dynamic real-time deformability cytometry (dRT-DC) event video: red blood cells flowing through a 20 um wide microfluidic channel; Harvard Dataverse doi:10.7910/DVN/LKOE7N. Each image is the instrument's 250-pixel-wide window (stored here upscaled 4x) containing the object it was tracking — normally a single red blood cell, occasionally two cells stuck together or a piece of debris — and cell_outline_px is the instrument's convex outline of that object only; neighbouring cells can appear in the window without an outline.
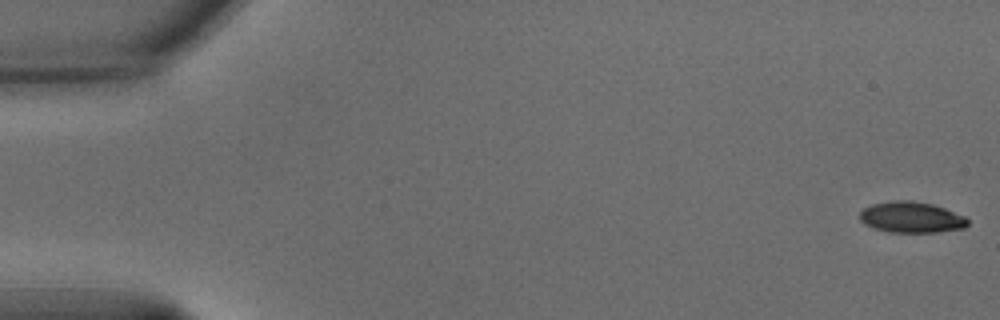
{"species": "common noctule bat (a hibernating species)", "species_latin": "Nyctalus noctula", "temperature_condition": "warm", "stored_images_in_passage": 56, "camera_frame_rate_fps": 3000, "um_per_image_px": 0.085, "animal": {"sex": "male", "body_mass_g": 15.6}, "frame": {"image": 1, "passage_image": 1, "time_ms": 0.0, "image_size_px": [1000, 320], "cell_outline_px": [[968, 224], [964, 228], [936, 232], [888, 232], [872, 228], [864, 224], [860, 220], [860, 212], [864, 208], [872, 204], [892, 200], [912, 200], [932, 204], [944, 208], [964, 216], [968, 220]], "centroid_in_image_um": [77.43, 18.47], "position_along_channel_um": 7.6, "area_um2": 19.54}}
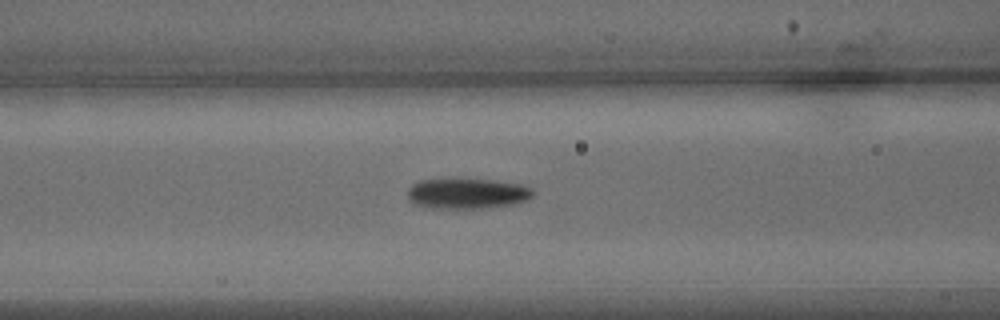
{"frame": {"image": 2, "passage_image": 23, "time_ms": 7.333, "image_size_px": [1000, 320], "cell_outline_px": [[536, 192], [528, 200], [512, 204], [476, 208], [436, 208], [416, 204], [408, 196], [408, 188], [412, 184], [420, 180], [496, 180], [520, 184], [532, 188]], "centroid_in_image_um": [39.77, 16.44], "position_along_channel_um": 126.8, "area_um2": 21.79}}
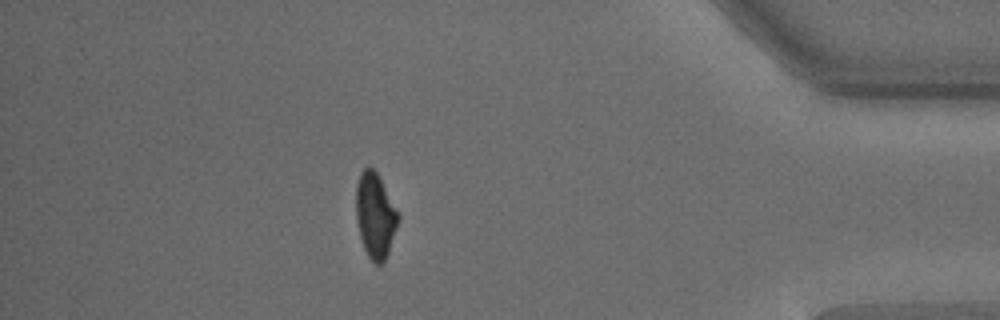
{"frame": {"image": 3, "passage_image": 49, "time_ms": 16.0, "image_size_px": [1000, 320], "cell_outline_px": [[400, 216], [388, 252], [384, 260], [380, 264], [376, 264], [368, 256], [364, 248], [360, 236], [356, 216], [356, 184], [360, 172], [364, 168], [372, 168], [376, 172]], "centroid_in_image_um": [31.87, 18.31], "position_along_channel_um": 403.3, "area_um2": 20.4}, "authors_computed_cell_mechanics": {"area_um2": 21.3282, "velocity_mm_per_s": 3.6681, "shape_relaxation_time_tau1_ms": 4.0781, "shape_relaxation_time_tau2_ms": 3.6052, "deformation_change_tau1": 0.1603, "deformation_change_tau2": 0.0963}}